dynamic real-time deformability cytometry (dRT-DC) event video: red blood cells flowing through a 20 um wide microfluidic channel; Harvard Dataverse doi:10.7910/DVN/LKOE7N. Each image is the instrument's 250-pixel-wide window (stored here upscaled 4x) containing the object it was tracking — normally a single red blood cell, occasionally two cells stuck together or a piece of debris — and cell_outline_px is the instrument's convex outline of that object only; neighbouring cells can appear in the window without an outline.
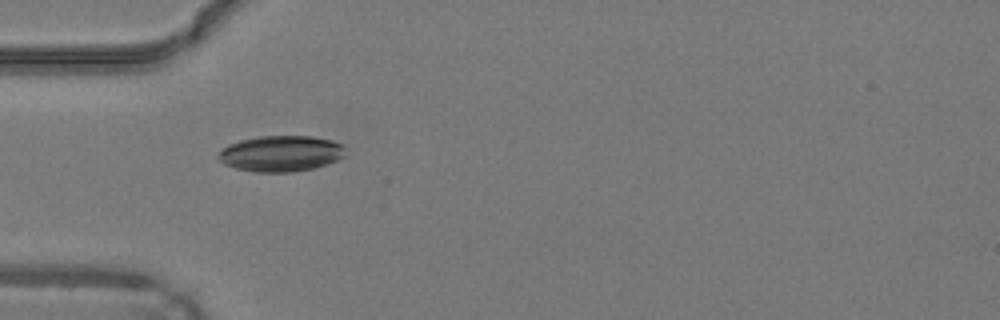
{"species": "common noctule bat (a hibernating species)", "species_latin": "Nyctalus noctula", "temperature_condition": "warm", "stored_images_in_passage": 22, "camera_frame_rate_fps": 3000, "um_per_image_px": 0.085, "animal": {"sex": "male", "body_mass_g": 19.2, "forearm_length_mm": 51.8}, "frame": {"image": 1, "passage_image": 1, "time_ms": 0.0, "image_size_px": [1000, 320], "cell_outline_px": [[332, 144], [324, 160], [316, 164], [300, 168], [252, 168], [224, 152], [228, 148], [240, 144], [256, 140], [320, 140]], "centroid_in_image_um": [23.83, 13.03], "position_along_channel_um": 61.2, "area_um2": 17.51}}
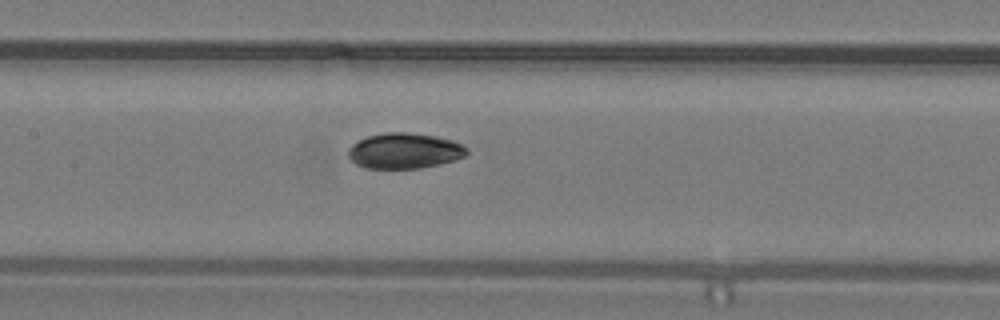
{"frame": {"image": 2, "passage_image": 9, "time_ms": 2.667, "image_size_px": [1000, 320], "cell_outline_px": [[460, 148], [444, 160], [424, 164], [396, 168], [388, 168], [368, 164], [364, 160], [356, 148], [356, 144], [364, 140], [376, 136], [420, 136], [440, 140], [452, 144]], "centroid_in_image_um": [34.33, 12.82], "position_along_channel_um": 173.1, "area_um2": 17.98}}
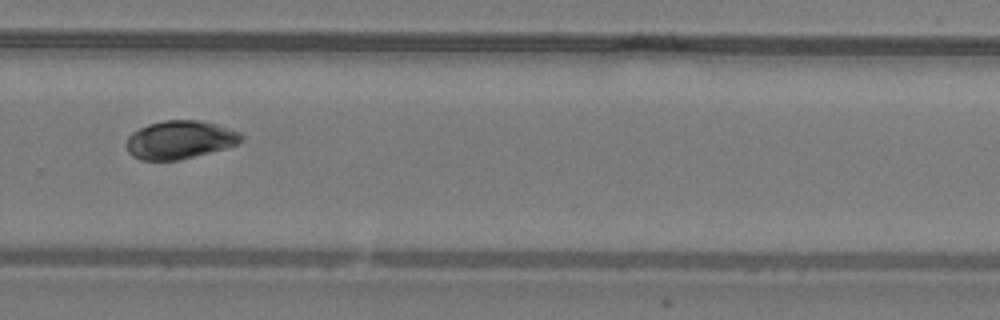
{"frame": {"image": 3, "passage_image": 19, "time_ms": 6.0, "image_size_px": [1000, 320], "cell_outline_px": [[228, 136], [212, 148], [180, 156], [152, 156], [140, 132], [144, 128], [156, 124], [200, 124]], "centroid_in_image_um": [15.29, 11.82], "position_along_channel_um": 314.5, "area_um2": 15.2}}